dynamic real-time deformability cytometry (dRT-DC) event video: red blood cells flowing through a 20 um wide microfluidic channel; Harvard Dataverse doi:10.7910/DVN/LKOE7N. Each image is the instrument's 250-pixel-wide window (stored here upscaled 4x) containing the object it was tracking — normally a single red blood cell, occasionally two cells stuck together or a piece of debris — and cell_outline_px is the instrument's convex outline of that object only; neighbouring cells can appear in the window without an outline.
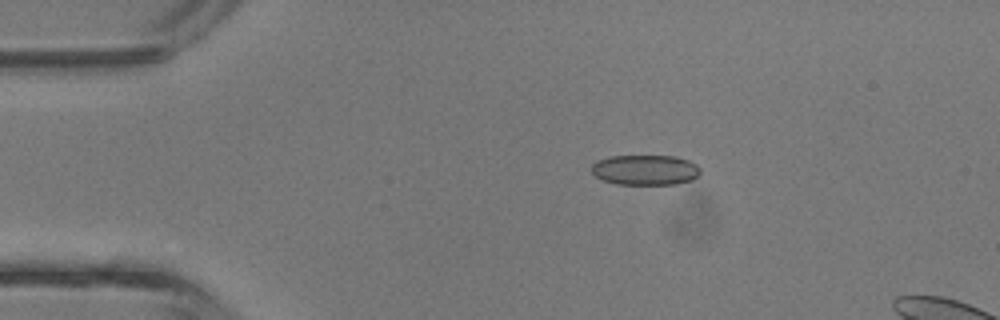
{"species": "common noctule bat (a hibernating species)", "species_latin": "Nyctalus noctula", "temperature_condition": "room temperature", "stored_images_in_passage": 4, "segment_of_instrument_passage": [1, 2], "camera_frame_rate_fps": 3000, "um_per_image_px": 0.085, "animal": {"sex": "male", "body_mass_g": 13.3}, "frame": {"image": 1, "passage_image": 2, "time_ms": 0.333, "image_size_px": [1000, 320], "cell_outline_px": [[700, 172], [692, 180], [676, 184], [616, 184], [604, 180], [596, 176], [592, 172], [592, 164], [596, 160], [608, 156], [676, 156], [688, 160], [696, 164], [700, 168]], "centroid_in_image_um": [54.84, 14.44], "position_along_channel_um": 30.2, "area_um2": 19.19}}